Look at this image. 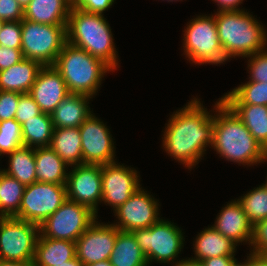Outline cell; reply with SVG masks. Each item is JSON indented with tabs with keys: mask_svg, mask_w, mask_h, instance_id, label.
Here are the masks:
<instances>
[{
	"mask_svg": "<svg viewBox=\"0 0 267 266\" xmlns=\"http://www.w3.org/2000/svg\"><path fill=\"white\" fill-rule=\"evenodd\" d=\"M36 180L38 182L66 185L68 166L49 147L35 148Z\"/></svg>",
	"mask_w": 267,
	"mask_h": 266,
	"instance_id": "cb8c5ba5",
	"label": "cell"
},
{
	"mask_svg": "<svg viewBox=\"0 0 267 266\" xmlns=\"http://www.w3.org/2000/svg\"><path fill=\"white\" fill-rule=\"evenodd\" d=\"M97 219L88 207L66 200L39 227L42 237L76 242Z\"/></svg>",
	"mask_w": 267,
	"mask_h": 266,
	"instance_id": "30bf717a",
	"label": "cell"
},
{
	"mask_svg": "<svg viewBox=\"0 0 267 266\" xmlns=\"http://www.w3.org/2000/svg\"><path fill=\"white\" fill-rule=\"evenodd\" d=\"M24 10L17 0H0V19L4 22L22 21Z\"/></svg>",
	"mask_w": 267,
	"mask_h": 266,
	"instance_id": "f35d334b",
	"label": "cell"
},
{
	"mask_svg": "<svg viewBox=\"0 0 267 266\" xmlns=\"http://www.w3.org/2000/svg\"><path fill=\"white\" fill-rule=\"evenodd\" d=\"M250 248L252 253L267 254V218L253 226Z\"/></svg>",
	"mask_w": 267,
	"mask_h": 266,
	"instance_id": "74e56055",
	"label": "cell"
},
{
	"mask_svg": "<svg viewBox=\"0 0 267 266\" xmlns=\"http://www.w3.org/2000/svg\"><path fill=\"white\" fill-rule=\"evenodd\" d=\"M41 113L40 107L28 93L20 95L14 118L20 125Z\"/></svg>",
	"mask_w": 267,
	"mask_h": 266,
	"instance_id": "d590c367",
	"label": "cell"
},
{
	"mask_svg": "<svg viewBox=\"0 0 267 266\" xmlns=\"http://www.w3.org/2000/svg\"><path fill=\"white\" fill-rule=\"evenodd\" d=\"M212 227L234 243L250 246L253 234V225L249 222L244 209L237 199L228 202L219 214Z\"/></svg>",
	"mask_w": 267,
	"mask_h": 266,
	"instance_id": "ac0fdd59",
	"label": "cell"
},
{
	"mask_svg": "<svg viewBox=\"0 0 267 266\" xmlns=\"http://www.w3.org/2000/svg\"><path fill=\"white\" fill-rule=\"evenodd\" d=\"M214 15L226 61L245 58L267 48L264 25L247 10L217 11Z\"/></svg>",
	"mask_w": 267,
	"mask_h": 266,
	"instance_id": "3957f363",
	"label": "cell"
},
{
	"mask_svg": "<svg viewBox=\"0 0 267 266\" xmlns=\"http://www.w3.org/2000/svg\"><path fill=\"white\" fill-rule=\"evenodd\" d=\"M21 146V125L15 119L0 121V155H7Z\"/></svg>",
	"mask_w": 267,
	"mask_h": 266,
	"instance_id": "d6a6232c",
	"label": "cell"
},
{
	"mask_svg": "<svg viewBox=\"0 0 267 266\" xmlns=\"http://www.w3.org/2000/svg\"><path fill=\"white\" fill-rule=\"evenodd\" d=\"M93 97L70 93L50 114L55 128H79L93 113L89 101Z\"/></svg>",
	"mask_w": 267,
	"mask_h": 266,
	"instance_id": "d6986e66",
	"label": "cell"
},
{
	"mask_svg": "<svg viewBox=\"0 0 267 266\" xmlns=\"http://www.w3.org/2000/svg\"><path fill=\"white\" fill-rule=\"evenodd\" d=\"M83 164L116 162L114 139L110 129L92 113L79 127Z\"/></svg>",
	"mask_w": 267,
	"mask_h": 266,
	"instance_id": "4fadbf2b",
	"label": "cell"
},
{
	"mask_svg": "<svg viewBox=\"0 0 267 266\" xmlns=\"http://www.w3.org/2000/svg\"><path fill=\"white\" fill-rule=\"evenodd\" d=\"M71 0H31L23 19L47 25H67Z\"/></svg>",
	"mask_w": 267,
	"mask_h": 266,
	"instance_id": "ffe728a7",
	"label": "cell"
},
{
	"mask_svg": "<svg viewBox=\"0 0 267 266\" xmlns=\"http://www.w3.org/2000/svg\"><path fill=\"white\" fill-rule=\"evenodd\" d=\"M238 246L226 238L212 226H208L197 234L193 242L195 257L191 259L203 261L211 257L236 256Z\"/></svg>",
	"mask_w": 267,
	"mask_h": 266,
	"instance_id": "44dd1931",
	"label": "cell"
},
{
	"mask_svg": "<svg viewBox=\"0 0 267 266\" xmlns=\"http://www.w3.org/2000/svg\"><path fill=\"white\" fill-rule=\"evenodd\" d=\"M0 157H2V156L0 155ZM2 173H3V169H2V170L0 169V175H1Z\"/></svg>",
	"mask_w": 267,
	"mask_h": 266,
	"instance_id": "11a10c76",
	"label": "cell"
},
{
	"mask_svg": "<svg viewBox=\"0 0 267 266\" xmlns=\"http://www.w3.org/2000/svg\"><path fill=\"white\" fill-rule=\"evenodd\" d=\"M241 119L255 140L267 148V106L251 104H227Z\"/></svg>",
	"mask_w": 267,
	"mask_h": 266,
	"instance_id": "484cf974",
	"label": "cell"
},
{
	"mask_svg": "<svg viewBox=\"0 0 267 266\" xmlns=\"http://www.w3.org/2000/svg\"><path fill=\"white\" fill-rule=\"evenodd\" d=\"M266 161H267V153L264 154L263 160L260 162V165H261V163H264ZM262 185L267 189V177H266V182L262 183Z\"/></svg>",
	"mask_w": 267,
	"mask_h": 266,
	"instance_id": "816d5d0a",
	"label": "cell"
},
{
	"mask_svg": "<svg viewBox=\"0 0 267 266\" xmlns=\"http://www.w3.org/2000/svg\"><path fill=\"white\" fill-rule=\"evenodd\" d=\"M79 128H54L50 147L70 167L83 164Z\"/></svg>",
	"mask_w": 267,
	"mask_h": 266,
	"instance_id": "d4e9b609",
	"label": "cell"
},
{
	"mask_svg": "<svg viewBox=\"0 0 267 266\" xmlns=\"http://www.w3.org/2000/svg\"><path fill=\"white\" fill-rule=\"evenodd\" d=\"M67 25H47L23 19L21 50L24 58L53 66L67 42Z\"/></svg>",
	"mask_w": 267,
	"mask_h": 266,
	"instance_id": "ba28073f",
	"label": "cell"
},
{
	"mask_svg": "<svg viewBox=\"0 0 267 266\" xmlns=\"http://www.w3.org/2000/svg\"><path fill=\"white\" fill-rule=\"evenodd\" d=\"M245 58L250 74L248 81L267 83V48Z\"/></svg>",
	"mask_w": 267,
	"mask_h": 266,
	"instance_id": "836d02e7",
	"label": "cell"
},
{
	"mask_svg": "<svg viewBox=\"0 0 267 266\" xmlns=\"http://www.w3.org/2000/svg\"><path fill=\"white\" fill-rule=\"evenodd\" d=\"M88 266H111V264H110L109 260H105V261H101V262L92 263Z\"/></svg>",
	"mask_w": 267,
	"mask_h": 266,
	"instance_id": "c3c4849f",
	"label": "cell"
},
{
	"mask_svg": "<svg viewBox=\"0 0 267 266\" xmlns=\"http://www.w3.org/2000/svg\"><path fill=\"white\" fill-rule=\"evenodd\" d=\"M109 261L111 266H149L133 233L119 229Z\"/></svg>",
	"mask_w": 267,
	"mask_h": 266,
	"instance_id": "4316f807",
	"label": "cell"
},
{
	"mask_svg": "<svg viewBox=\"0 0 267 266\" xmlns=\"http://www.w3.org/2000/svg\"><path fill=\"white\" fill-rule=\"evenodd\" d=\"M212 114L194 97L174 111L165 125L163 150L188 170L198 165L208 146H212Z\"/></svg>",
	"mask_w": 267,
	"mask_h": 266,
	"instance_id": "6da1fadb",
	"label": "cell"
},
{
	"mask_svg": "<svg viewBox=\"0 0 267 266\" xmlns=\"http://www.w3.org/2000/svg\"><path fill=\"white\" fill-rule=\"evenodd\" d=\"M54 128L51 116L43 112L24 122L21 125L23 146L49 147Z\"/></svg>",
	"mask_w": 267,
	"mask_h": 266,
	"instance_id": "f1b7e54d",
	"label": "cell"
},
{
	"mask_svg": "<svg viewBox=\"0 0 267 266\" xmlns=\"http://www.w3.org/2000/svg\"><path fill=\"white\" fill-rule=\"evenodd\" d=\"M217 3V11H232V10H244L240 9L239 5L242 4L243 0H212Z\"/></svg>",
	"mask_w": 267,
	"mask_h": 266,
	"instance_id": "7bdbcfd3",
	"label": "cell"
},
{
	"mask_svg": "<svg viewBox=\"0 0 267 266\" xmlns=\"http://www.w3.org/2000/svg\"><path fill=\"white\" fill-rule=\"evenodd\" d=\"M66 200V185L36 181L26 186L16 218L40 226Z\"/></svg>",
	"mask_w": 267,
	"mask_h": 266,
	"instance_id": "8fae6325",
	"label": "cell"
},
{
	"mask_svg": "<svg viewBox=\"0 0 267 266\" xmlns=\"http://www.w3.org/2000/svg\"><path fill=\"white\" fill-rule=\"evenodd\" d=\"M26 186L4 172L0 175V217H16Z\"/></svg>",
	"mask_w": 267,
	"mask_h": 266,
	"instance_id": "f546056e",
	"label": "cell"
},
{
	"mask_svg": "<svg viewBox=\"0 0 267 266\" xmlns=\"http://www.w3.org/2000/svg\"><path fill=\"white\" fill-rule=\"evenodd\" d=\"M249 266H267V254L249 253Z\"/></svg>",
	"mask_w": 267,
	"mask_h": 266,
	"instance_id": "ee69618b",
	"label": "cell"
},
{
	"mask_svg": "<svg viewBox=\"0 0 267 266\" xmlns=\"http://www.w3.org/2000/svg\"><path fill=\"white\" fill-rule=\"evenodd\" d=\"M23 10L28 6L31 0H17Z\"/></svg>",
	"mask_w": 267,
	"mask_h": 266,
	"instance_id": "f907efd6",
	"label": "cell"
},
{
	"mask_svg": "<svg viewBox=\"0 0 267 266\" xmlns=\"http://www.w3.org/2000/svg\"><path fill=\"white\" fill-rule=\"evenodd\" d=\"M102 165L79 164L68 171L67 199L88 207L98 217V204L102 200Z\"/></svg>",
	"mask_w": 267,
	"mask_h": 266,
	"instance_id": "7c38bea8",
	"label": "cell"
},
{
	"mask_svg": "<svg viewBox=\"0 0 267 266\" xmlns=\"http://www.w3.org/2000/svg\"><path fill=\"white\" fill-rule=\"evenodd\" d=\"M237 261V259L233 262L232 266H248V256L247 259L245 260V262H239Z\"/></svg>",
	"mask_w": 267,
	"mask_h": 266,
	"instance_id": "681fc988",
	"label": "cell"
},
{
	"mask_svg": "<svg viewBox=\"0 0 267 266\" xmlns=\"http://www.w3.org/2000/svg\"><path fill=\"white\" fill-rule=\"evenodd\" d=\"M39 225L16 217H0V260L33 262Z\"/></svg>",
	"mask_w": 267,
	"mask_h": 266,
	"instance_id": "9c48e42d",
	"label": "cell"
},
{
	"mask_svg": "<svg viewBox=\"0 0 267 266\" xmlns=\"http://www.w3.org/2000/svg\"><path fill=\"white\" fill-rule=\"evenodd\" d=\"M180 228L176 223L161 218L150 227L132 231L149 266L152 262H173L172 266L180 262L177 257L183 251L181 249L184 248L185 241L183 229Z\"/></svg>",
	"mask_w": 267,
	"mask_h": 266,
	"instance_id": "8992f818",
	"label": "cell"
},
{
	"mask_svg": "<svg viewBox=\"0 0 267 266\" xmlns=\"http://www.w3.org/2000/svg\"><path fill=\"white\" fill-rule=\"evenodd\" d=\"M213 107L212 149L219 154V157H223L222 159L240 166L242 164L249 167L259 165L265 150L241 119L222 98H219Z\"/></svg>",
	"mask_w": 267,
	"mask_h": 266,
	"instance_id": "7a4b0ae2",
	"label": "cell"
},
{
	"mask_svg": "<svg viewBox=\"0 0 267 266\" xmlns=\"http://www.w3.org/2000/svg\"><path fill=\"white\" fill-rule=\"evenodd\" d=\"M111 30L104 14L71 8L66 27L67 42L100 59L115 72L119 68V58Z\"/></svg>",
	"mask_w": 267,
	"mask_h": 266,
	"instance_id": "277c9868",
	"label": "cell"
},
{
	"mask_svg": "<svg viewBox=\"0 0 267 266\" xmlns=\"http://www.w3.org/2000/svg\"><path fill=\"white\" fill-rule=\"evenodd\" d=\"M53 67L64 79L68 92L95 97L105 74L113 70L100 59L68 42L56 58Z\"/></svg>",
	"mask_w": 267,
	"mask_h": 266,
	"instance_id": "5b68a950",
	"label": "cell"
},
{
	"mask_svg": "<svg viewBox=\"0 0 267 266\" xmlns=\"http://www.w3.org/2000/svg\"><path fill=\"white\" fill-rule=\"evenodd\" d=\"M158 201L140 187L125 203L113 211L117 221L112 224L125 232L150 227L161 219Z\"/></svg>",
	"mask_w": 267,
	"mask_h": 266,
	"instance_id": "5bb4252c",
	"label": "cell"
},
{
	"mask_svg": "<svg viewBox=\"0 0 267 266\" xmlns=\"http://www.w3.org/2000/svg\"><path fill=\"white\" fill-rule=\"evenodd\" d=\"M237 201L253 226L267 218V189L263 185L243 194Z\"/></svg>",
	"mask_w": 267,
	"mask_h": 266,
	"instance_id": "1f68e13d",
	"label": "cell"
},
{
	"mask_svg": "<svg viewBox=\"0 0 267 266\" xmlns=\"http://www.w3.org/2000/svg\"><path fill=\"white\" fill-rule=\"evenodd\" d=\"M28 94L50 115L70 93L61 74L53 66H43Z\"/></svg>",
	"mask_w": 267,
	"mask_h": 266,
	"instance_id": "e0dca14e",
	"label": "cell"
},
{
	"mask_svg": "<svg viewBox=\"0 0 267 266\" xmlns=\"http://www.w3.org/2000/svg\"><path fill=\"white\" fill-rule=\"evenodd\" d=\"M3 24H4V21H2V20L0 19V31H1V28H2Z\"/></svg>",
	"mask_w": 267,
	"mask_h": 266,
	"instance_id": "f5cc1de1",
	"label": "cell"
},
{
	"mask_svg": "<svg viewBox=\"0 0 267 266\" xmlns=\"http://www.w3.org/2000/svg\"><path fill=\"white\" fill-rule=\"evenodd\" d=\"M76 257V244L69 240H59L39 235L35 255L34 266H56L64 264Z\"/></svg>",
	"mask_w": 267,
	"mask_h": 266,
	"instance_id": "603a6c76",
	"label": "cell"
},
{
	"mask_svg": "<svg viewBox=\"0 0 267 266\" xmlns=\"http://www.w3.org/2000/svg\"><path fill=\"white\" fill-rule=\"evenodd\" d=\"M21 21L4 22L0 31V45L12 49H21Z\"/></svg>",
	"mask_w": 267,
	"mask_h": 266,
	"instance_id": "e575fe53",
	"label": "cell"
},
{
	"mask_svg": "<svg viewBox=\"0 0 267 266\" xmlns=\"http://www.w3.org/2000/svg\"><path fill=\"white\" fill-rule=\"evenodd\" d=\"M174 266H203L201 261H196L191 258L181 259L179 263Z\"/></svg>",
	"mask_w": 267,
	"mask_h": 266,
	"instance_id": "bcb514c9",
	"label": "cell"
},
{
	"mask_svg": "<svg viewBox=\"0 0 267 266\" xmlns=\"http://www.w3.org/2000/svg\"><path fill=\"white\" fill-rule=\"evenodd\" d=\"M226 104L267 106V83L247 81L221 97Z\"/></svg>",
	"mask_w": 267,
	"mask_h": 266,
	"instance_id": "4dcf8cb0",
	"label": "cell"
},
{
	"mask_svg": "<svg viewBox=\"0 0 267 266\" xmlns=\"http://www.w3.org/2000/svg\"><path fill=\"white\" fill-rule=\"evenodd\" d=\"M21 93L0 91V121L14 119Z\"/></svg>",
	"mask_w": 267,
	"mask_h": 266,
	"instance_id": "8d00e7d4",
	"label": "cell"
},
{
	"mask_svg": "<svg viewBox=\"0 0 267 266\" xmlns=\"http://www.w3.org/2000/svg\"><path fill=\"white\" fill-rule=\"evenodd\" d=\"M9 165L3 172L17 179L23 185H31L36 180L35 148L21 146L7 154Z\"/></svg>",
	"mask_w": 267,
	"mask_h": 266,
	"instance_id": "83f0119b",
	"label": "cell"
},
{
	"mask_svg": "<svg viewBox=\"0 0 267 266\" xmlns=\"http://www.w3.org/2000/svg\"><path fill=\"white\" fill-rule=\"evenodd\" d=\"M0 266H34L33 262L0 260Z\"/></svg>",
	"mask_w": 267,
	"mask_h": 266,
	"instance_id": "f6af8a7d",
	"label": "cell"
},
{
	"mask_svg": "<svg viewBox=\"0 0 267 266\" xmlns=\"http://www.w3.org/2000/svg\"><path fill=\"white\" fill-rule=\"evenodd\" d=\"M139 175L136 169L118 162L102 165L101 203L116 210L141 187Z\"/></svg>",
	"mask_w": 267,
	"mask_h": 266,
	"instance_id": "9a60e30c",
	"label": "cell"
},
{
	"mask_svg": "<svg viewBox=\"0 0 267 266\" xmlns=\"http://www.w3.org/2000/svg\"><path fill=\"white\" fill-rule=\"evenodd\" d=\"M42 67L40 63L24 58L8 69L0 71V91L29 93Z\"/></svg>",
	"mask_w": 267,
	"mask_h": 266,
	"instance_id": "7402d4cb",
	"label": "cell"
},
{
	"mask_svg": "<svg viewBox=\"0 0 267 266\" xmlns=\"http://www.w3.org/2000/svg\"><path fill=\"white\" fill-rule=\"evenodd\" d=\"M115 0H71V8H76L89 13L104 14L111 8Z\"/></svg>",
	"mask_w": 267,
	"mask_h": 266,
	"instance_id": "ab89813d",
	"label": "cell"
},
{
	"mask_svg": "<svg viewBox=\"0 0 267 266\" xmlns=\"http://www.w3.org/2000/svg\"><path fill=\"white\" fill-rule=\"evenodd\" d=\"M163 1H164V0H163ZM165 1H168V2H169V1H170V2H174V1H175V2H176V1H182V0H165Z\"/></svg>",
	"mask_w": 267,
	"mask_h": 266,
	"instance_id": "db71d44e",
	"label": "cell"
},
{
	"mask_svg": "<svg viewBox=\"0 0 267 266\" xmlns=\"http://www.w3.org/2000/svg\"><path fill=\"white\" fill-rule=\"evenodd\" d=\"M183 32V54L190 63L221 65L226 62L214 14L199 15L191 19Z\"/></svg>",
	"mask_w": 267,
	"mask_h": 266,
	"instance_id": "52a82bcc",
	"label": "cell"
},
{
	"mask_svg": "<svg viewBox=\"0 0 267 266\" xmlns=\"http://www.w3.org/2000/svg\"><path fill=\"white\" fill-rule=\"evenodd\" d=\"M235 260V256H219L211 257L201 262L203 266H232Z\"/></svg>",
	"mask_w": 267,
	"mask_h": 266,
	"instance_id": "b9f144b4",
	"label": "cell"
},
{
	"mask_svg": "<svg viewBox=\"0 0 267 266\" xmlns=\"http://www.w3.org/2000/svg\"><path fill=\"white\" fill-rule=\"evenodd\" d=\"M23 59L24 56L21 49H12L0 45V71L8 69Z\"/></svg>",
	"mask_w": 267,
	"mask_h": 266,
	"instance_id": "60d3db41",
	"label": "cell"
},
{
	"mask_svg": "<svg viewBox=\"0 0 267 266\" xmlns=\"http://www.w3.org/2000/svg\"><path fill=\"white\" fill-rule=\"evenodd\" d=\"M56 266H85L77 257L66 261L64 264L56 265Z\"/></svg>",
	"mask_w": 267,
	"mask_h": 266,
	"instance_id": "7dc6e473",
	"label": "cell"
},
{
	"mask_svg": "<svg viewBox=\"0 0 267 266\" xmlns=\"http://www.w3.org/2000/svg\"><path fill=\"white\" fill-rule=\"evenodd\" d=\"M96 219L77 239L76 257L85 265L109 260L118 235L113 224Z\"/></svg>",
	"mask_w": 267,
	"mask_h": 266,
	"instance_id": "2e32d148",
	"label": "cell"
}]
</instances>
